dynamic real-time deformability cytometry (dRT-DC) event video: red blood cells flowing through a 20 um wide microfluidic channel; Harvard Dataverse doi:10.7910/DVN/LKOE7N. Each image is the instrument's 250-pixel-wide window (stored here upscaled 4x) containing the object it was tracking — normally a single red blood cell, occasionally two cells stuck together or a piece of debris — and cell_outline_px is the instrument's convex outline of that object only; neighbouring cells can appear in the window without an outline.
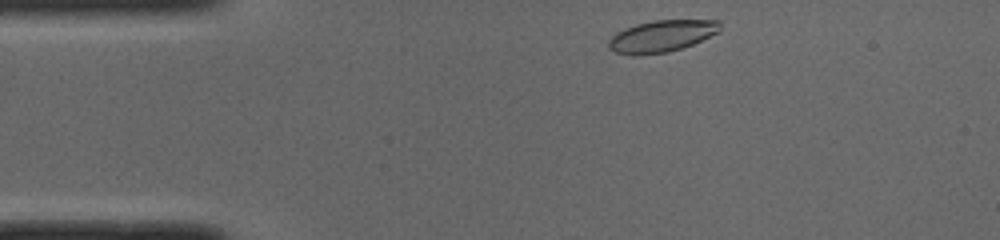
{"species": "common noctule bat (a hibernating species)", "species_latin": "Nyctalus noctula", "temperature_condition": "cold", "stored_images_in_passage": 43, "camera_frame_rate_fps": 3000, "um_per_image_px": 0.085, "animal": {"sex": "male", "body_mass_g": 19.0, "forearm_length_mm": 50.8}, "frame": {"image": 1, "passage_image": 1, "time_ms": 0.0, "image_size_px": [1000, 240], "cell_outline_px": [[720, 28], [716, 32], [692, 44], [668, 52], [640, 56], [632, 56], [616, 52], [608, 48], [608, 40], [616, 32], [624, 28], [636, 24], [652, 20], [720, 20]], "centroid_in_image_um": [56.16, 3.08], "position_along_channel_um": 28.8, "area_um2": 20.63}}
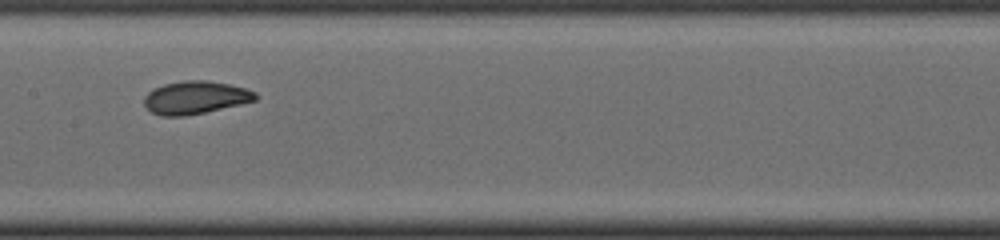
{"frame": {"image": 2, "passage_image": 17, "time_ms": 5.333, "image_size_px": [1000, 240], "cell_outline_px": [[256, 100], [240, 104], [204, 112], [184, 116], [160, 116], [152, 112], [144, 104], [144, 96], [148, 92], [164, 84], [184, 80], [208, 80], [228, 84], [244, 88], [256, 92]], "centroid_in_image_um": [16.58, 8.29], "position_along_channel_um": 190.8, "area_um2": 21.1}}
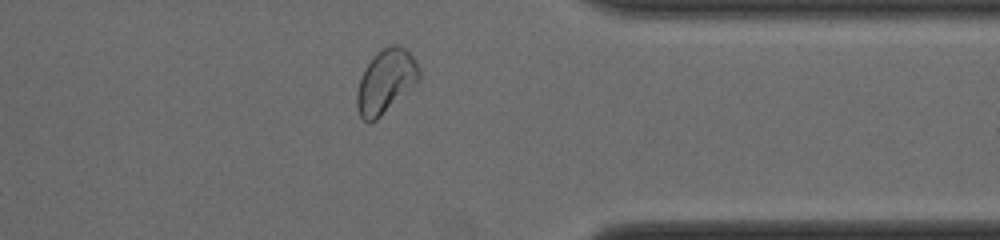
{"frame": {"image": 3, "passage_image": 32, "time_ms": 10.333, "image_size_px": [1000, 240], "cell_outline_px": [[420, 80], [416, 84], [376, 120], [368, 124], [360, 116], [356, 108], [356, 92], [360, 76], [364, 68], [372, 56], [376, 52], [392, 44], [396, 44], [404, 48], [412, 56], [420, 68]], "centroid_in_image_um": [32.76, 6.92], "position_along_channel_um": 378.6, "area_um2": 23.35}, "authors_computed_cell_mechanics": {"area_um2": 21.1548, "velocity_mm_per_s": 3.952, "shape_relaxation_time_tau1_ms": 2.1588, "shape_relaxation_time_tau2_ms": 1.5311, "deformation_change_tau1": 0.1094, "deformation_change_tau2": 0.0431}}